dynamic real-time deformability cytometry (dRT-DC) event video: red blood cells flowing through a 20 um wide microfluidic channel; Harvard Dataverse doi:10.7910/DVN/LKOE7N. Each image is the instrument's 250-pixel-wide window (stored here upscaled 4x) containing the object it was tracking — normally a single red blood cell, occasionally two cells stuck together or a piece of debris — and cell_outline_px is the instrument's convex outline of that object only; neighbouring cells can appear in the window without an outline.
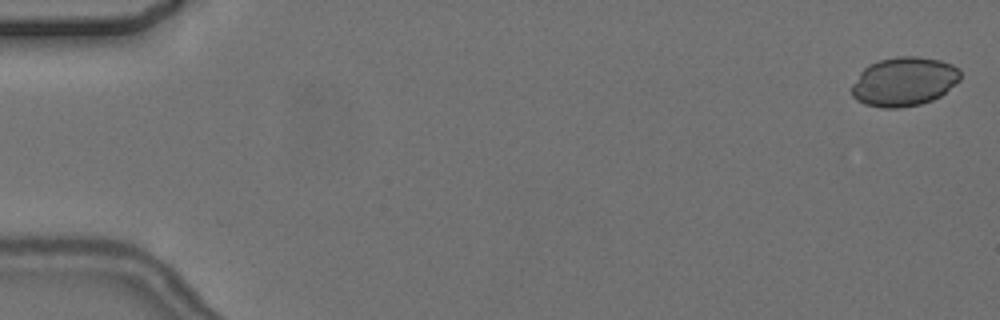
{"species": "common noctule bat (a hibernating species)", "species_latin": "Nyctalus noctula", "temperature_condition": "cold", "stored_images_in_passage": 4, "camera_frame_rate_fps": 3000, "um_per_image_px": 0.085, "animal": {"sex": "female", "body_mass_g": 24.6, "forearm_length_mm": 56.2}, "frame": {"image": 1, "passage_image": 1, "time_ms": 0.0, "image_size_px": [1000, 320], "cell_outline_px": [[960, 80], [940, 96], [932, 100], [920, 104], [900, 108], [884, 108], [864, 104], [856, 100], [852, 96], [852, 84], [860, 72], [868, 64], [880, 60], [896, 56], [916, 56], [940, 60], [952, 64], [960, 68]], "centroid_in_image_um": [76.84, 6.93], "position_along_channel_um": 8.2, "area_um2": 31.21}}
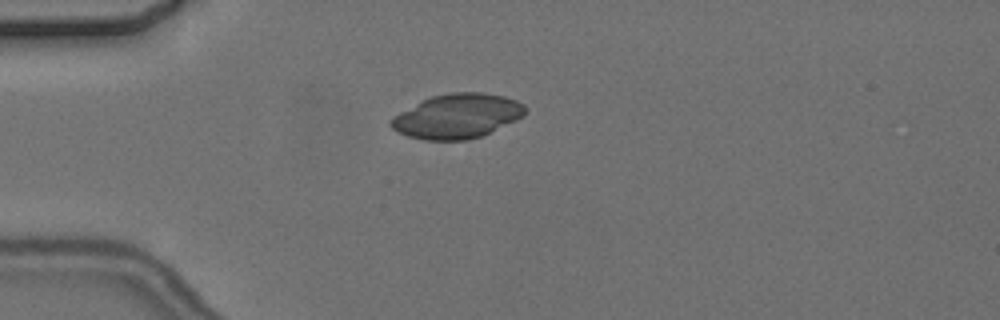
{"frame": {"image": 2, "passage_image": 4, "time_ms": 4.667, "image_size_px": [1000, 320], "cell_outline_px": [[528, 108], [524, 116], [516, 120], [480, 136], [468, 140], [424, 140], [408, 136], [396, 132], [388, 124], [388, 120], [392, 116], [432, 96], [448, 92], [484, 92], [504, 96], [516, 100], [524, 104]], "centroid_in_image_um": [38.86, 9.87], "position_along_channel_um": 46.1, "area_um2": 34.91}}